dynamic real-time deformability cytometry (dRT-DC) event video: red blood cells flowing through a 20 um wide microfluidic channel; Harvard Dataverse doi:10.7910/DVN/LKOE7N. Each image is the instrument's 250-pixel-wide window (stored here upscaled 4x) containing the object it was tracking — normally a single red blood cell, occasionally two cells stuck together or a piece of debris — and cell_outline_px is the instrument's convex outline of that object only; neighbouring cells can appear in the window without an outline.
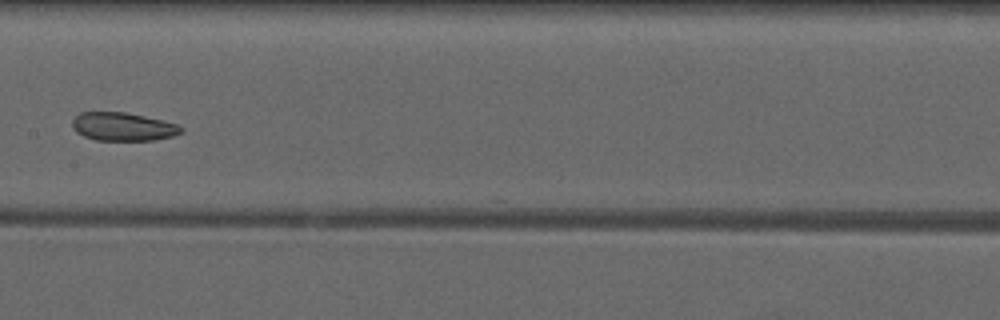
{"species": "common noctule bat (a hibernating species)", "species_latin": "Nyctalus noctula", "temperature_condition": "warm", "stored_images_in_passage": 6, "camera_frame_rate_fps": 3000, "um_per_image_px": 0.085, "animal": {"sex": "male", "forearm_length_mm": 52.5}, "frame": {"image": 1, "passage_image": 6, "time_ms": 6.0, "image_size_px": [1000, 320], "cell_outline_px": [[184, 132], [172, 136], [152, 140], [96, 140], [84, 136], [76, 132], [72, 128], [72, 120], [80, 112], [124, 112], [164, 120], [176, 124], [184, 128]], "centroid_in_image_um": [10.45, 10.76], "position_along_channel_um": 196.9, "area_um2": 17.98}}